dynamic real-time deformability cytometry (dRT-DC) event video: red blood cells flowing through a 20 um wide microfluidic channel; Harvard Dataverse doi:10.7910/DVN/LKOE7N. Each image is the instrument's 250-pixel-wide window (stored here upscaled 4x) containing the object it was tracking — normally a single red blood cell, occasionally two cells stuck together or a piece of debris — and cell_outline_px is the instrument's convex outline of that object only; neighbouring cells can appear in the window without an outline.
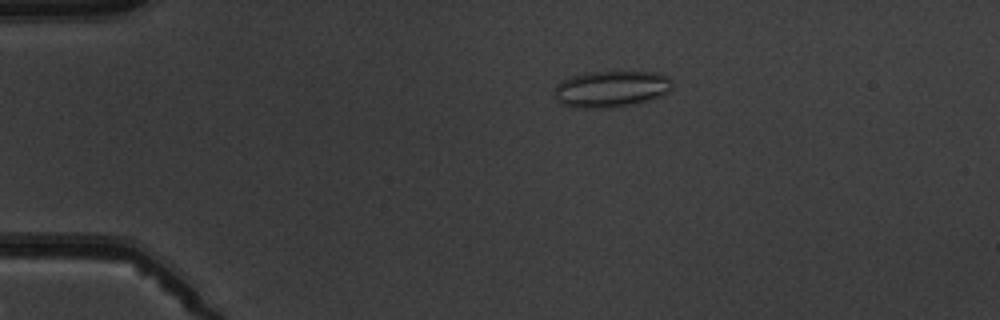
{"species": "common noctule bat (a hibernating species)", "species_latin": "Nyctalus noctula", "temperature_condition": "warm", "stored_images_in_passage": 6, "camera_frame_rate_fps": 3000, "um_per_image_px": 0.085, "animal": {"sex": "male", "body_mass_g": 19.5, "forearm_length_mm": 54.6}, "frame": {"image": 1, "passage_image": 6, "time_ms": 6.0, "image_size_px": [1000, 320], "cell_outline_px": [[672, 88], [668, 92], [660, 96], [636, 104], [612, 108], [576, 108], [560, 104], [556, 100], [556, 84], [560, 80], [572, 76], [588, 72], [656, 72], [668, 76], [672, 80]], "centroid_in_image_um": [51.95, 7.57], "position_along_channel_um": 33.1, "area_um2": 25.32}}